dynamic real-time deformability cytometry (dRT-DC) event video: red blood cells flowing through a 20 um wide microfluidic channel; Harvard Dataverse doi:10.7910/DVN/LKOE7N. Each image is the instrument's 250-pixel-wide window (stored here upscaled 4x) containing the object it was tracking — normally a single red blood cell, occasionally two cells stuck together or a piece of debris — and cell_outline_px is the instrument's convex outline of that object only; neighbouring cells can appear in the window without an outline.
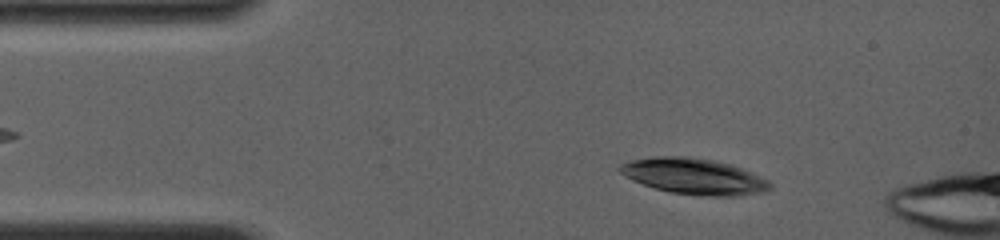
{"species": "common noctule bat (a hibernating species)", "species_latin": "Nyctalus noctula", "temperature_condition": "room temperature", "stored_images_in_passage": 4, "camera_frame_rate_fps": 4000, "um_per_image_px": 0.085, "animal": {"sex": "female", "body_mass_g": 19.0, "forearm_length_mm": 56.7}, "frame": {"image": 1, "passage_image": 3, "time_ms": 1.25, "image_size_px": [1000, 240], "cell_outline_px": [[772, 188], [768, 192], [736, 196], [700, 196], [668, 192], [632, 180], [624, 176], [616, 168], [620, 164], [628, 160], [652, 156], [688, 156], [712, 160], [732, 164], [768, 180], [772, 184]], "centroid_in_image_um": [58.98, 14.99], "position_along_channel_um": 26.0, "area_um2": 31.85}}